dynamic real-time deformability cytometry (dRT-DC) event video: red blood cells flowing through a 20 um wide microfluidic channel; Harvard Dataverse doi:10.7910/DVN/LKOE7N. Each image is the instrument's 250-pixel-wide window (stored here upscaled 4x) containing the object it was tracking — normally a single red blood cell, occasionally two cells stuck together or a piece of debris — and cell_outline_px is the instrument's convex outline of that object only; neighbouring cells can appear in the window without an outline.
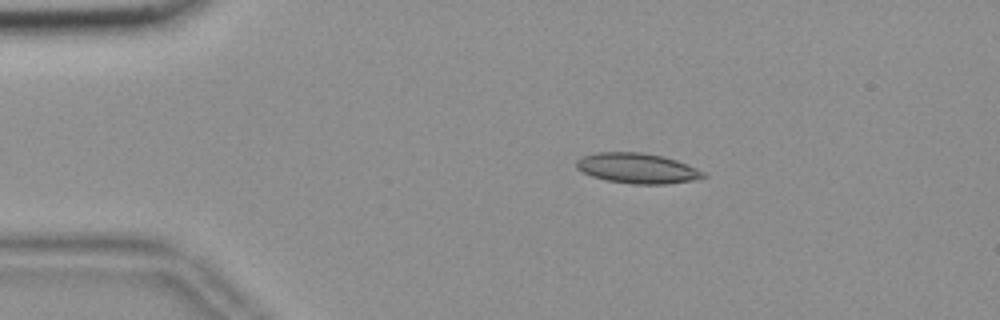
{"species": "common noctule bat (a hibernating species)", "species_latin": "Nyctalus noctula", "temperature_condition": "room temperature", "stored_images_in_passage": 54, "camera_frame_rate_fps": 3000, "um_per_image_px": 0.085, "animal": {"sex": "female", "body_mass_g": 18.4}, "frame": {"image": 1, "passage_image": 10, "time_ms": 3.0, "image_size_px": [1000, 320], "cell_outline_px": [[708, 176], [692, 180], [664, 184], [632, 184], [608, 180], [592, 176], [576, 168], [576, 160], [584, 156], [596, 152], [640, 152], [664, 156], [676, 160], [696, 168], [704, 172]], "centroid_in_image_um": [54.17, 14.29], "position_along_channel_um": 30.8, "area_um2": 22.2}}
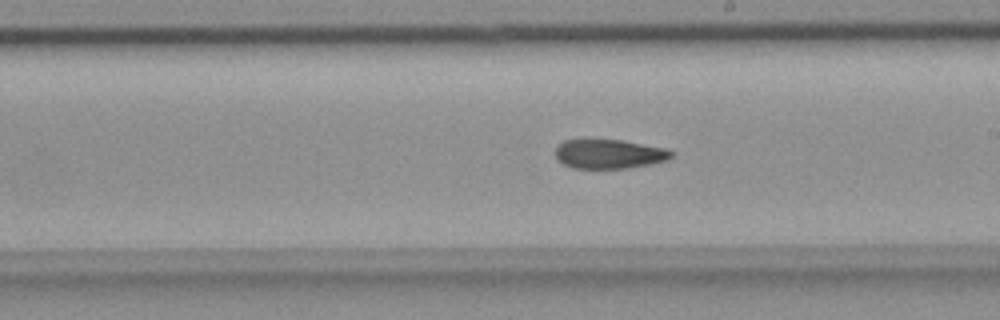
{"frame": {"image": 2, "passage_image": 31, "time_ms": 10.0, "image_size_px": [1000, 320], "cell_outline_px": [[672, 156], [668, 160], [652, 164], [628, 168], [572, 168], [556, 160], [556, 148], [564, 140], [620, 140], [668, 148], [672, 152]], "centroid_in_image_um": [51.8, 13.09], "position_along_channel_um": 237.2, "area_um2": 19.77}}
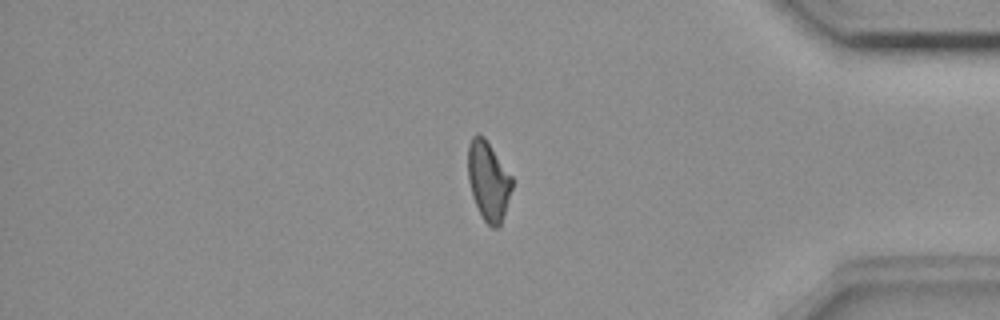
{"frame": {"image": 3, "passage_image": 46, "time_ms": 15.0, "image_size_px": [1000, 320], "cell_outline_px": [[512, 188], [500, 224], [496, 228], [492, 228], [484, 220], [472, 196], [468, 180], [468, 144], [472, 136], [480, 132], [484, 136], [512, 176]], "centroid_in_image_um": [41.49, 15.32], "position_along_channel_um": 393.7, "area_um2": 20.17}, "authors_computed_cell_mechanics": {"area_um2": 21.1259, "velocity_mm_per_s": 3.6748, "shape_relaxation_time_tau1_ms": null, "shape_relaxation_time_tau2_ms": 5.8801, "deformation_change_tau1": null, "deformation_change_tau2": 0.1335}}